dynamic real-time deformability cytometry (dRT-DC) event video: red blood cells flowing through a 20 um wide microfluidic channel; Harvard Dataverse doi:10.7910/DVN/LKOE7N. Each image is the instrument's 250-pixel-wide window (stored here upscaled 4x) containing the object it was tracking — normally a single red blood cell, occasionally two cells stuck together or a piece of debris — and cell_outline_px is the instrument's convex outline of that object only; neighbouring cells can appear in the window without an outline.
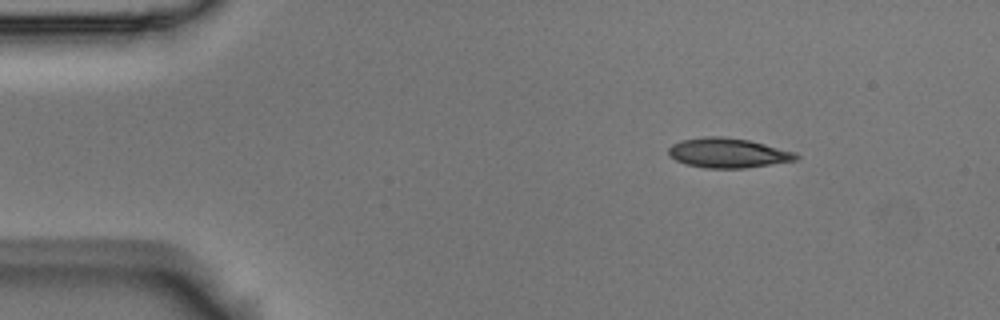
{"species": "Egyptian fruit bat (a non-hibernating species)", "species_latin": "Rousettus aegyptiacus", "temperature_condition": "room temperature", "stored_images_in_passage": 3, "camera_frame_rate_fps": 3000, "um_per_image_px": 0.085, "animal": {"sex": "male"}, "frame": {"image": 1, "passage_image": 1, "time_ms": 0.0, "image_size_px": [1000, 320], "cell_outline_px": [[800, 156], [796, 160], [744, 168], [704, 168], [684, 164], [668, 156], [668, 148], [672, 144], [680, 140], [704, 136], [720, 136], [748, 140], [796, 152]], "centroid_in_image_um": [61.82, 13.0], "position_along_channel_um": 23.2, "area_um2": 22.14}}